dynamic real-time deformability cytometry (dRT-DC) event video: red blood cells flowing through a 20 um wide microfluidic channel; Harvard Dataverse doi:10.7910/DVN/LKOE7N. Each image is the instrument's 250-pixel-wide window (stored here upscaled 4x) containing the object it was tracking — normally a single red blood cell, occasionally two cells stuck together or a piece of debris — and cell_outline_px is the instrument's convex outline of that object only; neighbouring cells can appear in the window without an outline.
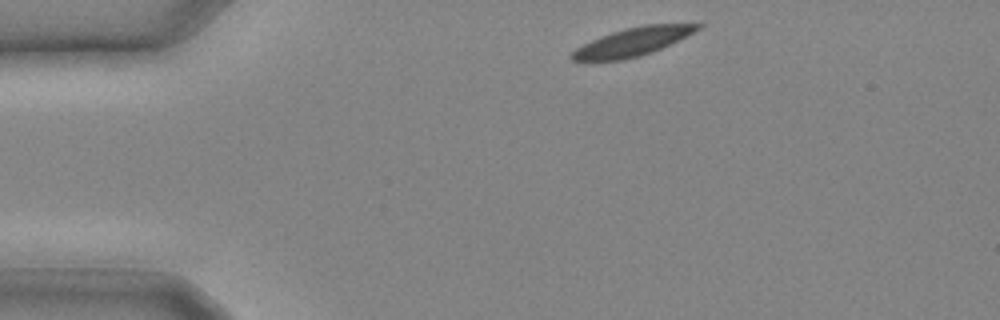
{"species": "common noctule bat (a hibernating species)", "species_latin": "Nyctalus noctula", "temperature_condition": "cold", "stored_images_in_passage": 20, "camera_frame_rate_fps": 3000, "um_per_image_px": 0.085, "animal": {"sex": "male", "body_mass_g": 20.4}, "frame": {"image": 1, "passage_image": 1, "time_ms": 0.0, "image_size_px": [1000, 320], "cell_outline_px": [[704, 24], [700, 28], [660, 48], [640, 56], [620, 60], [572, 60], [568, 56], [576, 48], [600, 36], [624, 28], [644, 24]], "centroid_in_image_um": [53.71, 3.55], "position_along_channel_um": 31.3, "area_um2": 20.11}}
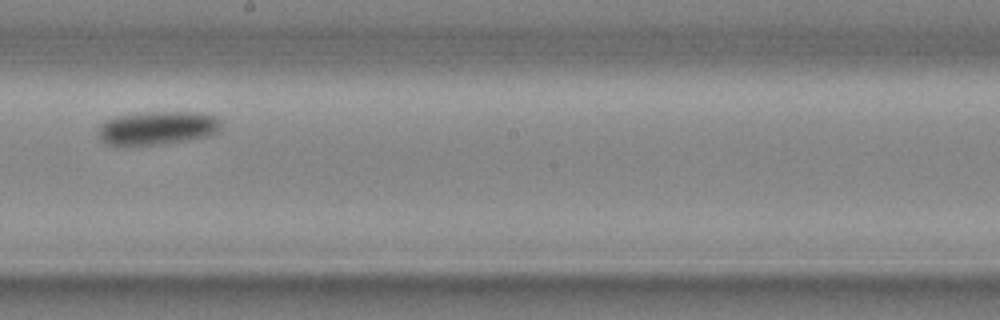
{"frame": {"image": 2, "passage_image": 12, "time_ms": 3.667, "image_size_px": [1000, 320], "cell_outline_px": [[220, 128], [216, 132], [208, 136], [160, 144], [124, 148], [116, 148], [104, 144], [100, 140], [100, 124], [104, 120], [116, 116], [140, 112], [208, 112], [220, 116]], "centroid_in_image_um": [13.33, 10.89], "position_along_channel_um": 234.9, "area_um2": 24.91}}
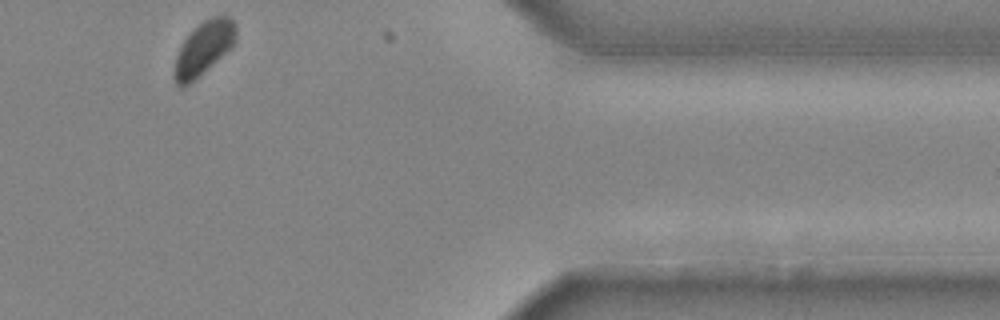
{"frame": {"image": 3, "passage_image": 20, "time_ms": 6.333, "image_size_px": [1000, 320], "cell_outline_px": [[236, 40], [232, 48], [200, 76], [188, 84], [180, 88], [176, 84], [172, 76], [176, 56], [184, 40], [204, 20], [212, 16], [224, 12], [236, 24]], "centroid_in_image_um": [17.34, 4.1], "position_along_channel_um": 394.1, "area_um2": 19.48}}